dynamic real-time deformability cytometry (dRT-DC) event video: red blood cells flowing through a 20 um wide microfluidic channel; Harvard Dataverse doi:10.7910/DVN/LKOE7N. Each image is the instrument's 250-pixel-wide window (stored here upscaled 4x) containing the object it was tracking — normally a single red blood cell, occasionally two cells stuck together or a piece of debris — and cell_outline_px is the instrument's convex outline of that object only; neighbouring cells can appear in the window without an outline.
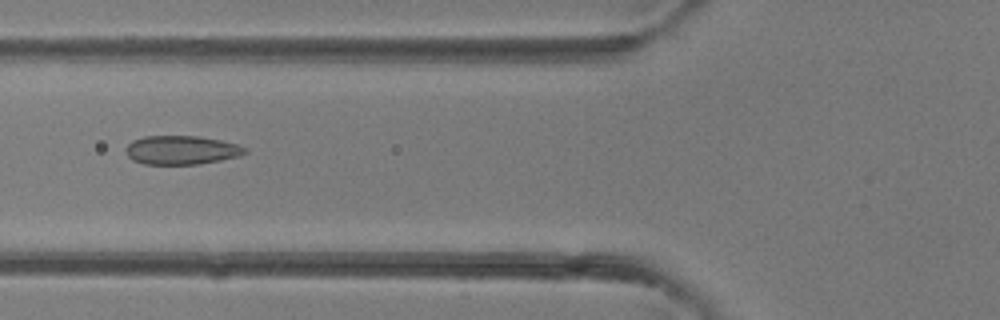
{"species": "common noctule bat (a hibernating species)", "species_latin": "Nyctalus noctula", "temperature_condition": "room temperature", "stored_images_in_passage": 28, "camera_frame_rate_fps": 3000, "um_per_image_px": 0.085, "animal": {"sex": "female"}, "frame": {"image": 1, "passage_image": 4, "time_ms": 1.0, "image_size_px": [1000, 320], "cell_outline_px": [[248, 152], [240, 156], [200, 164], [144, 164], [132, 160], [128, 156], [124, 148], [132, 140], [144, 136], [200, 136], [220, 140], [236, 144], [248, 148]], "centroid_in_image_um": [15.42, 12.75], "position_along_channel_um": 110.4, "area_um2": 20.17}}
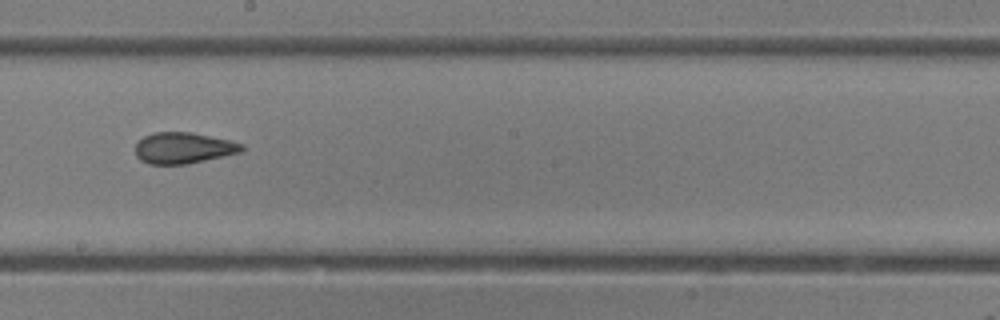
{"frame": {"image": 2, "passage_image": 11, "time_ms": 3.333, "image_size_px": [1000, 320], "cell_outline_px": [[244, 152], [188, 164], [148, 164], [140, 160], [136, 156], [136, 144], [144, 136], [152, 132], [192, 132], [228, 140], [244, 144]], "centroid_in_image_um": [15.61, 12.58], "position_along_channel_um": 232.6, "area_um2": 19.48}}
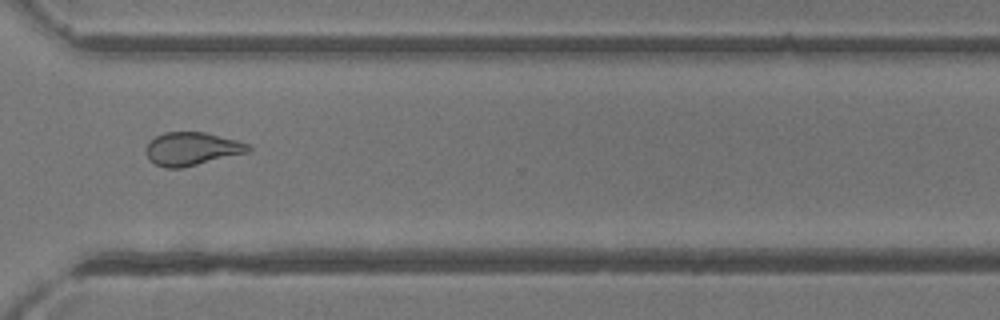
{"frame": {"image": 3, "passage_image": 18, "time_ms": 5.667, "image_size_px": [1000, 320], "cell_outline_px": [[252, 148], [248, 152], [180, 168], [168, 168], [156, 164], [148, 160], [144, 152], [144, 148], [156, 136], [164, 132], [204, 132], [236, 140], [248, 144]], "centroid_in_image_um": [16.26, 12.65], "position_along_channel_um": 354.3, "area_um2": 19.59}}